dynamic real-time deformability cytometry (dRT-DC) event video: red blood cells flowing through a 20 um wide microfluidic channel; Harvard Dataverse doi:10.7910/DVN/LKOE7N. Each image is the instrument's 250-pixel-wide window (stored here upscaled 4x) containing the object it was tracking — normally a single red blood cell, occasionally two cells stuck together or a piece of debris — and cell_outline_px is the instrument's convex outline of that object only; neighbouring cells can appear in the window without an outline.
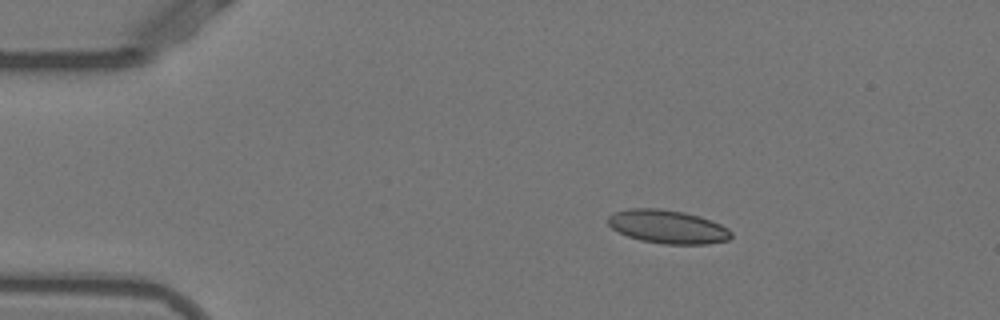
{"species": "Egyptian fruit bat (a non-hibernating species)", "species_latin": "Rousettus aegyptiacus", "temperature_condition": "warm", "stored_images_in_passage": 44, "camera_frame_rate_fps": 3000, "um_per_image_px": 0.085, "animal": {"sex": "female"}, "frame": {"image": 1, "passage_image": 1, "time_ms": 0.0, "image_size_px": [1000, 320], "cell_outline_px": [[732, 236], [728, 240], [708, 244], [664, 244], [640, 240], [628, 236], [612, 228], [608, 224], [608, 216], [616, 212], [628, 208], [660, 208], [684, 212], [700, 216], [720, 224], [728, 228], [732, 232]], "centroid_in_image_um": [56.77, 19.27], "position_along_channel_um": 28.2, "area_um2": 24.04}}
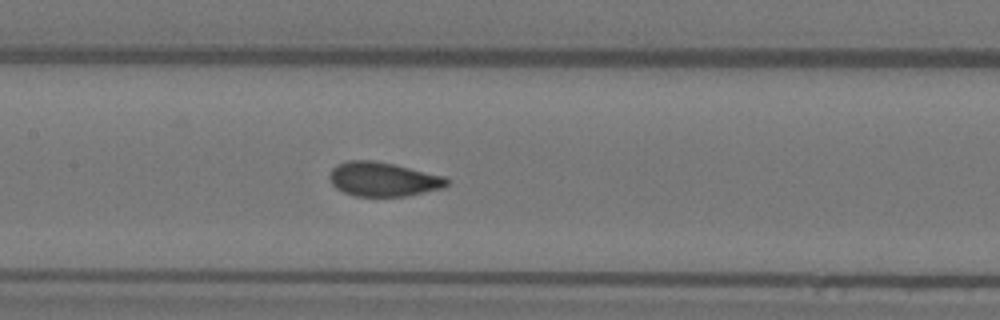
{"frame": {"image": 2, "passage_image": 17, "time_ms": 5.333, "image_size_px": [1000, 320], "cell_outline_px": [[448, 184], [444, 188], [408, 196], [356, 196], [344, 192], [336, 188], [332, 184], [328, 176], [332, 168], [336, 164], [348, 160], [372, 160], [392, 164], [444, 176], [448, 180]], "centroid_in_image_um": [32.54, 15.24], "position_along_channel_um": 174.9, "area_um2": 23.35}}
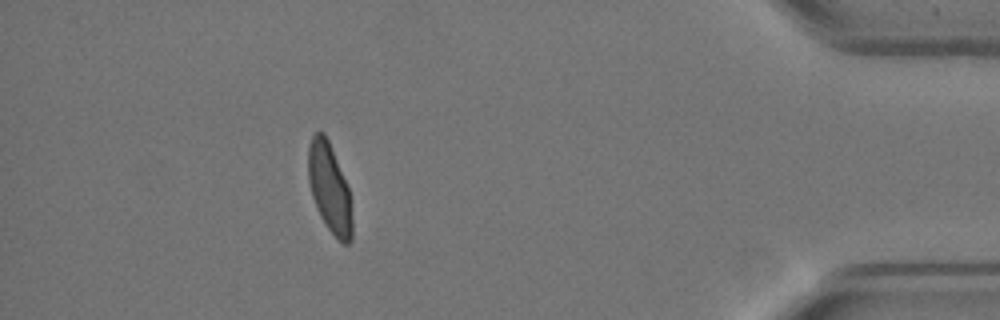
{"frame": {"image": 3, "passage_image": 39, "time_ms": 12.667, "image_size_px": [1000, 320], "cell_outline_px": [[352, 240], [348, 244], [344, 244], [328, 228], [320, 216], [316, 208], [312, 196], [308, 180], [308, 148], [312, 136], [316, 132], [324, 132], [328, 140], [348, 188], [352, 220]], "centroid_in_image_um": [27.99, 16.0], "position_along_channel_um": 407.2, "area_um2": 22.43}, "authors_computed_cell_mechanics": {"area_um2": 23.409, "velocity_mm_per_s": 3.8658, "shape_relaxation_time_tau1_ms": 4.4024, "shape_relaxation_time_tau2_ms": null, "deformation_change_tau1": 0.1295, "deformation_change_tau2": null}}